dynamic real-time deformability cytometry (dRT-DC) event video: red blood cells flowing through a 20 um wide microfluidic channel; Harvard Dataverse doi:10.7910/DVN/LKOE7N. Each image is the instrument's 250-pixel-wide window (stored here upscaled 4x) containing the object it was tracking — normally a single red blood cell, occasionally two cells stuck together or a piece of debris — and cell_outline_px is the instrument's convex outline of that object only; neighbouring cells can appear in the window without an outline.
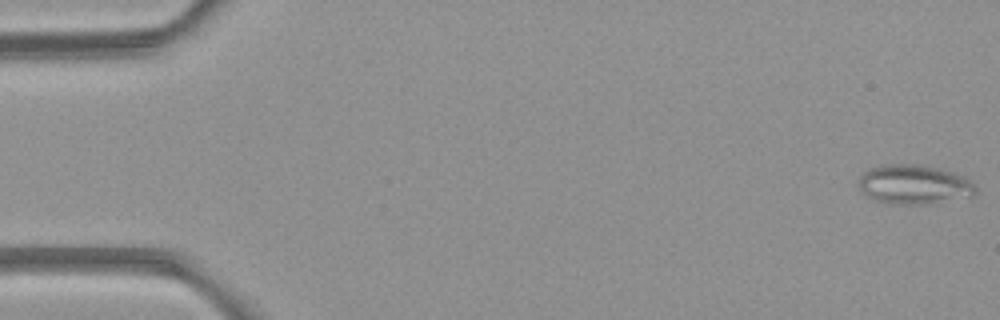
{"species": "common noctule bat (a hibernating species)", "species_latin": "Nyctalus noctula", "temperature_condition": "room temperature", "stored_images_in_passage": 5, "camera_frame_rate_fps": 3000, "um_per_image_px": 0.085, "animal": {"sex": "female", "body_mass_g": 21.9}, "frame": {"image": 1, "passage_image": 1, "time_ms": 0.0, "image_size_px": [1000, 320], "cell_outline_px": [[976, 192], [972, 196], [928, 204], [896, 204], [876, 200], [868, 196], [860, 188], [860, 176], [868, 168], [880, 164], [920, 164], [940, 168], [964, 176], [976, 188]], "centroid_in_image_um": [77.7, 15.66], "position_along_channel_um": 7.3, "area_um2": 26.76}}